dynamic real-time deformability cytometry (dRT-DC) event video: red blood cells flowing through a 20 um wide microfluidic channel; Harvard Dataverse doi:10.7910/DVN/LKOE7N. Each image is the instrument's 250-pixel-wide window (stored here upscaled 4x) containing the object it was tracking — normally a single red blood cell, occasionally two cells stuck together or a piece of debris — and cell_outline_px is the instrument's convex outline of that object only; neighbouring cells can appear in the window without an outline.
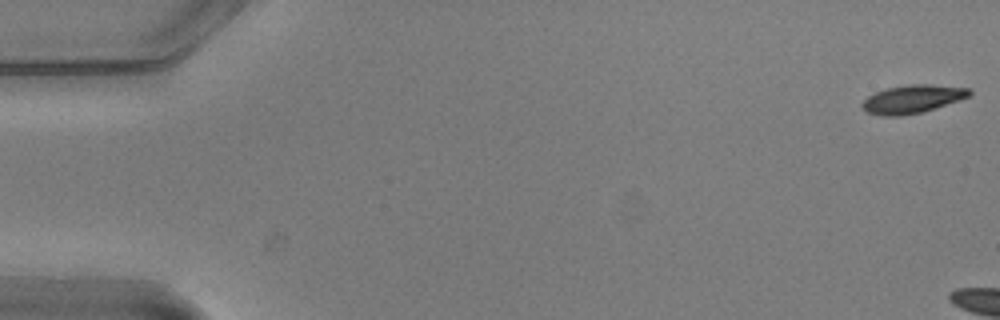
{"species": "common noctule bat (a hibernating species)", "species_latin": "Nyctalus noctula", "temperature_condition": "warm", "stored_images_in_passage": 5, "camera_frame_rate_fps": 3000, "um_per_image_px": 0.085, "animal": {"sex": "male", "body_mass_g": 20.5, "forearm_length_mm": 52.5}, "frame": {"image": 1, "passage_image": 1, "time_ms": 0.0, "image_size_px": [1000, 320], "cell_outline_px": [[972, 92], [968, 96], [960, 100], [920, 112], [900, 116], [880, 116], [868, 112], [860, 104], [868, 96], [876, 92], [888, 88], [908, 84], [928, 84], [972, 88]], "centroid_in_image_um": [77.56, 8.41], "position_along_channel_um": 7.4, "area_um2": 17.46}}